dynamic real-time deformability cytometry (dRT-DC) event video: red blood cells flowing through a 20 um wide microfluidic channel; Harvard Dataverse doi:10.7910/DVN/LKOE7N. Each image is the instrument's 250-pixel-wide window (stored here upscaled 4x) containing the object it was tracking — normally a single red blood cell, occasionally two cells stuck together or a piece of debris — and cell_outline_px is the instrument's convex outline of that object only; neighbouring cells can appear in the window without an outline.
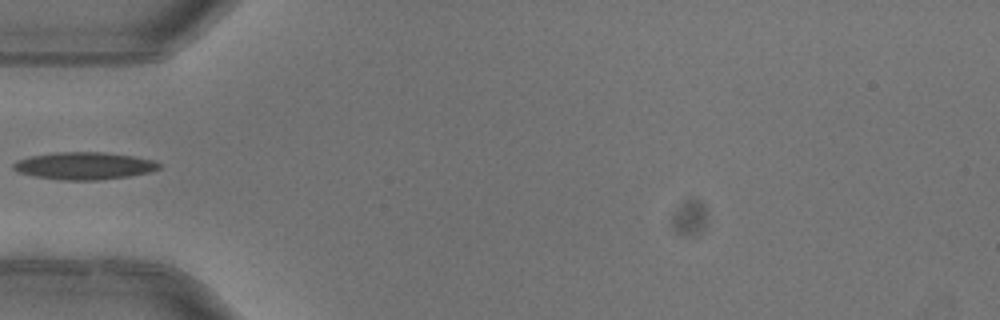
{"species": "common noctule bat (a hibernating species)", "species_latin": "Nyctalus noctula", "temperature_condition": "warm", "stored_images_in_passage": 4, "camera_frame_rate_fps": 3000, "um_per_image_px": 0.085, "animal": {"sex": "female"}, "frame": {"image": 1, "passage_image": 4, "time_ms": 1.0, "image_size_px": [1000, 320], "cell_outline_px": [[160, 168], [148, 172], [128, 176], [100, 180], [64, 180], [36, 176], [20, 172], [12, 168], [12, 164], [16, 160], [32, 156], [56, 152], [104, 152], [132, 156], [156, 160], [160, 164]], "centroid_in_image_um": [7.17, 14.09], "position_along_channel_um": 77.8, "area_um2": 23.06}}